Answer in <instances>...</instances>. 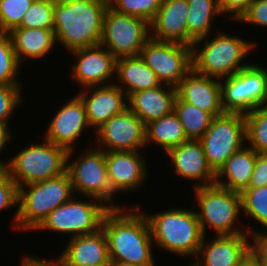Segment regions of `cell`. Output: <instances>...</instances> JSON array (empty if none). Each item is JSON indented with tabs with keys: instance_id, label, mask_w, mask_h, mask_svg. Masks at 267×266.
I'll return each mask as SVG.
<instances>
[{
	"instance_id": "cell-24",
	"label": "cell",
	"mask_w": 267,
	"mask_h": 266,
	"mask_svg": "<svg viewBox=\"0 0 267 266\" xmlns=\"http://www.w3.org/2000/svg\"><path fill=\"white\" fill-rule=\"evenodd\" d=\"M176 88L161 84L128 97V108L146 125L173 111Z\"/></svg>"
},
{
	"instance_id": "cell-4",
	"label": "cell",
	"mask_w": 267,
	"mask_h": 266,
	"mask_svg": "<svg viewBox=\"0 0 267 266\" xmlns=\"http://www.w3.org/2000/svg\"><path fill=\"white\" fill-rule=\"evenodd\" d=\"M73 195L67 171L45 181L18 187V207L13 216L12 229L23 232L36 231L51 211L69 201Z\"/></svg>"
},
{
	"instance_id": "cell-36",
	"label": "cell",
	"mask_w": 267,
	"mask_h": 266,
	"mask_svg": "<svg viewBox=\"0 0 267 266\" xmlns=\"http://www.w3.org/2000/svg\"><path fill=\"white\" fill-rule=\"evenodd\" d=\"M34 0H0V31L17 28Z\"/></svg>"
},
{
	"instance_id": "cell-28",
	"label": "cell",
	"mask_w": 267,
	"mask_h": 266,
	"mask_svg": "<svg viewBox=\"0 0 267 266\" xmlns=\"http://www.w3.org/2000/svg\"><path fill=\"white\" fill-rule=\"evenodd\" d=\"M145 133L146 147L155 143L156 146L162 148V151L164 150L165 154L182 142L188 141L183 126L174 111L146 124Z\"/></svg>"
},
{
	"instance_id": "cell-29",
	"label": "cell",
	"mask_w": 267,
	"mask_h": 266,
	"mask_svg": "<svg viewBox=\"0 0 267 266\" xmlns=\"http://www.w3.org/2000/svg\"><path fill=\"white\" fill-rule=\"evenodd\" d=\"M189 11L187 16L188 46L193 42L212 35L215 17H223L219 0H187Z\"/></svg>"
},
{
	"instance_id": "cell-16",
	"label": "cell",
	"mask_w": 267,
	"mask_h": 266,
	"mask_svg": "<svg viewBox=\"0 0 267 266\" xmlns=\"http://www.w3.org/2000/svg\"><path fill=\"white\" fill-rule=\"evenodd\" d=\"M72 97L57 109L58 111L55 112L45 129V134H41L44 135V140L63 147L67 151H75V144L83 131L91 129L83 101L77 94Z\"/></svg>"
},
{
	"instance_id": "cell-46",
	"label": "cell",
	"mask_w": 267,
	"mask_h": 266,
	"mask_svg": "<svg viewBox=\"0 0 267 266\" xmlns=\"http://www.w3.org/2000/svg\"><path fill=\"white\" fill-rule=\"evenodd\" d=\"M5 172V162L0 159V176Z\"/></svg>"
},
{
	"instance_id": "cell-30",
	"label": "cell",
	"mask_w": 267,
	"mask_h": 266,
	"mask_svg": "<svg viewBox=\"0 0 267 266\" xmlns=\"http://www.w3.org/2000/svg\"><path fill=\"white\" fill-rule=\"evenodd\" d=\"M173 111L180 120L188 140H199L208 130L214 118L211 113L182 101L177 95Z\"/></svg>"
},
{
	"instance_id": "cell-49",
	"label": "cell",
	"mask_w": 267,
	"mask_h": 266,
	"mask_svg": "<svg viewBox=\"0 0 267 266\" xmlns=\"http://www.w3.org/2000/svg\"><path fill=\"white\" fill-rule=\"evenodd\" d=\"M190 265H185V266H195V265H193L192 263H189Z\"/></svg>"
},
{
	"instance_id": "cell-23",
	"label": "cell",
	"mask_w": 267,
	"mask_h": 266,
	"mask_svg": "<svg viewBox=\"0 0 267 266\" xmlns=\"http://www.w3.org/2000/svg\"><path fill=\"white\" fill-rule=\"evenodd\" d=\"M187 0H162L156 17L150 24V37L188 45Z\"/></svg>"
},
{
	"instance_id": "cell-31",
	"label": "cell",
	"mask_w": 267,
	"mask_h": 266,
	"mask_svg": "<svg viewBox=\"0 0 267 266\" xmlns=\"http://www.w3.org/2000/svg\"><path fill=\"white\" fill-rule=\"evenodd\" d=\"M246 144L257 153H267V105L244 114Z\"/></svg>"
},
{
	"instance_id": "cell-15",
	"label": "cell",
	"mask_w": 267,
	"mask_h": 266,
	"mask_svg": "<svg viewBox=\"0 0 267 266\" xmlns=\"http://www.w3.org/2000/svg\"><path fill=\"white\" fill-rule=\"evenodd\" d=\"M69 53L76 61L70 74L81 89L114 83L111 80L115 79L116 58L104 46L99 44Z\"/></svg>"
},
{
	"instance_id": "cell-27",
	"label": "cell",
	"mask_w": 267,
	"mask_h": 266,
	"mask_svg": "<svg viewBox=\"0 0 267 266\" xmlns=\"http://www.w3.org/2000/svg\"><path fill=\"white\" fill-rule=\"evenodd\" d=\"M115 77L120 87L129 97L132 93L161 85L155 72L139 56L116 59ZM121 82V83H120Z\"/></svg>"
},
{
	"instance_id": "cell-35",
	"label": "cell",
	"mask_w": 267,
	"mask_h": 266,
	"mask_svg": "<svg viewBox=\"0 0 267 266\" xmlns=\"http://www.w3.org/2000/svg\"><path fill=\"white\" fill-rule=\"evenodd\" d=\"M54 0H34L17 28L53 29Z\"/></svg>"
},
{
	"instance_id": "cell-44",
	"label": "cell",
	"mask_w": 267,
	"mask_h": 266,
	"mask_svg": "<svg viewBox=\"0 0 267 266\" xmlns=\"http://www.w3.org/2000/svg\"><path fill=\"white\" fill-rule=\"evenodd\" d=\"M11 127L5 123L0 122V153L5 150L6 145L10 143L12 139V133L10 132Z\"/></svg>"
},
{
	"instance_id": "cell-32",
	"label": "cell",
	"mask_w": 267,
	"mask_h": 266,
	"mask_svg": "<svg viewBox=\"0 0 267 266\" xmlns=\"http://www.w3.org/2000/svg\"><path fill=\"white\" fill-rule=\"evenodd\" d=\"M20 65L9 32L0 31V85H22Z\"/></svg>"
},
{
	"instance_id": "cell-37",
	"label": "cell",
	"mask_w": 267,
	"mask_h": 266,
	"mask_svg": "<svg viewBox=\"0 0 267 266\" xmlns=\"http://www.w3.org/2000/svg\"><path fill=\"white\" fill-rule=\"evenodd\" d=\"M22 85H0V122L8 126L17 107L23 103Z\"/></svg>"
},
{
	"instance_id": "cell-39",
	"label": "cell",
	"mask_w": 267,
	"mask_h": 266,
	"mask_svg": "<svg viewBox=\"0 0 267 266\" xmlns=\"http://www.w3.org/2000/svg\"><path fill=\"white\" fill-rule=\"evenodd\" d=\"M18 207V186L5 171L0 176V212Z\"/></svg>"
},
{
	"instance_id": "cell-19",
	"label": "cell",
	"mask_w": 267,
	"mask_h": 266,
	"mask_svg": "<svg viewBox=\"0 0 267 266\" xmlns=\"http://www.w3.org/2000/svg\"><path fill=\"white\" fill-rule=\"evenodd\" d=\"M77 95L84 103L93 133L111 117L121 114L128 108V96L115 83L88 87L79 90Z\"/></svg>"
},
{
	"instance_id": "cell-13",
	"label": "cell",
	"mask_w": 267,
	"mask_h": 266,
	"mask_svg": "<svg viewBox=\"0 0 267 266\" xmlns=\"http://www.w3.org/2000/svg\"><path fill=\"white\" fill-rule=\"evenodd\" d=\"M140 57L154 72L161 84L177 87L192 70V47L149 38Z\"/></svg>"
},
{
	"instance_id": "cell-21",
	"label": "cell",
	"mask_w": 267,
	"mask_h": 266,
	"mask_svg": "<svg viewBox=\"0 0 267 266\" xmlns=\"http://www.w3.org/2000/svg\"><path fill=\"white\" fill-rule=\"evenodd\" d=\"M176 95L214 117L225 113L222 107L221 80L199 74L193 69L176 87Z\"/></svg>"
},
{
	"instance_id": "cell-7",
	"label": "cell",
	"mask_w": 267,
	"mask_h": 266,
	"mask_svg": "<svg viewBox=\"0 0 267 266\" xmlns=\"http://www.w3.org/2000/svg\"><path fill=\"white\" fill-rule=\"evenodd\" d=\"M194 193L199 209L195 212L204 236H207V227L212 228L215 235L248 234L236 226L242 214L241 193L217 184L194 188Z\"/></svg>"
},
{
	"instance_id": "cell-40",
	"label": "cell",
	"mask_w": 267,
	"mask_h": 266,
	"mask_svg": "<svg viewBox=\"0 0 267 266\" xmlns=\"http://www.w3.org/2000/svg\"><path fill=\"white\" fill-rule=\"evenodd\" d=\"M238 22L267 28V0H254Z\"/></svg>"
},
{
	"instance_id": "cell-25",
	"label": "cell",
	"mask_w": 267,
	"mask_h": 266,
	"mask_svg": "<svg viewBox=\"0 0 267 266\" xmlns=\"http://www.w3.org/2000/svg\"><path fill=\"white\" fill-rule=\"evenodd\" d=\"M257 154L247 144L234 152L216 173L215 184L242 193L249 186Z\"/></svg>"
},
{
	"instance_id": "cell-10",
	"label": "cell",
	"mask_w": 267,
	"mask_h": 266,
	"mask_svg": "<svg viewBox=\"0 0 267 266\" xmlns=\"http://www.w3.org/2000/svg\"><path fill=\"white\" fill-rule=\"evenodd\" d=\"M225 112L246 114L267 105V68L251 62L236 74L221 80Z\"/></svg>"
},
{
	"instance_id": "cell-41",
	"label": "cell",
	"mask_w": 267,
	"mask_h": 266,
	"mask_svg": "<svg viewBox=\"0 0 267 266\" xmlns=\"http://www.w3.org/2000/svg\"><path fill=\"white\" fill-rule=\"evenodd\" d=\"M253 1L254 0H219L221 14L224 17L226 15L225 18H230L228 21L232 20L238 23ZM227 14L230 17H227Z\"/></svg>"
},
{
	"instance_id": "cell-20",
	"label": "cell",
	"mask_w": 267,
	"mask_h": 266,
	"mask_svg": "<svg viewBox=\"0 0 267 266\" xmlns=\"http://www.w3.org/2000/svg\"><path fill=\"white\" fill-rule=\"evenodd\" d=\"M166 155L170 158L169 165L174 174L185 180L196 181L194 188L215 184L216 173L209 166L199 140L182 142Z\"/></svg>"
},
{
	"instance_id": "cell-9",
	"label": "cell",
	"mask_w": 267,
	"mask_h": 266,
	"mask_svg": "<svg viewBox=\"0 0 267 266\" xmlns=\"http://www.w3.org/2000/svg\"><path fill=\"white\" fill-rule=\"evenodd\" d=\"M75 198L73 196L69 201L51 211L36 230L69 234L68 238L99 231L102 228L104 216L110 208L95 198L91 201L87 200L91 197H86L84 201L78 200L77 196Z\"/></svg>"
},
{
	"instance_id": "cell-18",
	"label": "cell",
	"mask_w": 267,
	"mask_h": 266,
	"mask_svg": "<svg viewBox=\"0 0 267 266\" xmlns=\"http://www.w3.org/2000/svg\"><path fill=\"white\" fill-rule=\"evenodd\" d=\"M105 161L109 185L115 196L119 191L126 195L140 189L149 175L147 169L150 168L140 151L105 152Z\"/></svg>"
},
{
	"instance_id": "cell-43",
	"label": "cell",
	"mask_w": 267,
	"mask_h": 266,
	"mask_svg": "<svg viewBox=\"0 0 267 266\" xmlns=\"http://www.w3.org/2000/svg\"><path fill=\"white\" fill-rule=\"evenodd\" d=\"M22 258L23 259L21 261L22 263L20 266H63L61 262L55 257H53V260H46L45 258H39V256L36 257L33 254H30L29 256L28 254H26L23 255Z\"/></svg>"
},
{
	"instance_id": "cell-22",
	"label": "cell",
	"mask_w": 267,
	"mask_h": 266,
	"mask_svg": "<svg viewBox=\"0 0 267 266\" xmlns=\"http://www.w3.org/2000/svg\"><path fill=\"white\" fill-rule=\"evenodd\" d=\"M57 259L63 266H105L110 263L108 241L101 228L93 234L68 239Z\"/></svg>"
},
{
	"instance_id": "cell-5",
	"label": "cell",
	"mask_w": 267,
	"mask_h": 266,
	"mask_svg": "<svg viewBox=\"0 0 267 266\" xmlns=\"http://www.w3.org/2000/svg\"><path fill=\"white\" fill-rule=\"evenodd\" d=\"M153 243L168 253L194 258L204 239L196 212L178 206L145 214Z\"/></svg>"
},
{
	"instance_id": "cell-47",
	"label": "cell",
	"mask_w": 267,
	"mask_h": 266,
	"mask_svg": "<svg viewBox=\"0 0 267 266\" xmlns=\"http://www.w3.org/2000/svg\"><path fill=\"white\" fill-rule=\"evenodd\" d=\"M246 266H254L251 262H249Z\"/></svg>"
},
{
	"instance_id": "cell-38",
	"label": "cell",
	"mask_w": 267,
	"mask_h": 266,
	"mask_svg": "<svg viewBox=\"0 0 267 266\" xmlns=\"http://www.w3.org/2000/svg\"><path fill=\"white\" fill-rule=\"evenodd\" d=\"M246 229L252 240L250 241V262L254 266H267V230L258 231L250 226Z\"/></svg>"
},
{
	"instance_id": "cell-1",
	"label": "cell",
	"mask_w": 267,
	"mask_h": 266,
	"mask_svg": "<svg viewBox=\"0 0 267 266\" xmlns=\"http://www.w3.org/2000/svg\"><path fill=\"white\" fill-rule=\"evenodd\" d=\"M140 209L137 204L134 207L110 209L105 214L102 229L107 237L111 263L155 266L150 227L145 211Z\"/></svg>"
},
{
	"instance_id": "cell-6",
	"label": "cell",
	"mask_w": 267,
	"mask_h": 266,
	"mask_svg": "<svg viewBox=\"0 0 267 266\" xmlns=\"http://www.w3.org/2000/svg\"><path fill=\"white\" fill-rule=\"evenodd\" d=\"M5 160V171L18 187L45 181L66 172L68 151L52 142L27 144Z\"/></svg>"
},
{
	"instance_id": "cell-12",
	"label": "cell",
	"mask_w": 267,
	"mask_h": 266,
	"mask_svg": "<svg viewBox=\"0 0 267 266\" xmlns=\"http://www.w3.org/2000/svg\"><path fill=\"white\" fill-rule=\"evenodd\" d=\"M150 38V24L138 17L107 7L101 45L116 58L139 56Z\"/></svg>"
},
{
	"instance_id": "cell-2",
	"label": "cell",
	"mask_w": 267,
	"mask_h": 266,
	"mask_svg": "<svg viewBox=\"0 0 267 266\" xmlns=\"http://www.w3.org/2000/svg\"><path fill=\"white\" fill-rule=\"evenodd\" d=\"M109 0H54L56 42L66 52L99 45Z\"/></svg>"
},
{
	"instance_id": "cell-26",
	"label": "cell",
	"mask_w": 267,
	"mask_h": 266,
	"mask_svg": "<svg viewBox=\"0 0 267 266\" xmlns=\"http://www.w3.org/2000/svg\"><path fill=\"white\" fill-rule=\"evenodd\" d=\"M9 35L20 64L26 59L31 61L45 58L57 44L53 29L14 28Z\"/></svg>"
},
{
	"instance_id": "cell-8",
	"label": "cell",
	"mask_w": 267,
	"mask_h": 266,
	"mask_svg": "<svg viewBox=\"0 0 267 266\" xmlns=\"http://www.w3.org/2000/svg\"><path fill=\"white\" fill-rule=\"evenodd\" d=\"M73 152L74 150L68 151L66 171L70 176L74 194L98 199L110 209L124 208V205L113 203L115 195L109 185L105 152L94 146L79 153L75 159L72 157Z\"/></svg>"
},
{
	"instance_id": "cell-3",
	"label": "cell",
	"mask_w": 267,
	"mask_h": 266,
	"mask_svg": "<svg viewBox=\"0 0 267 266\" xmlns=\"http://www.w3.org/2000/svg\"><path fill=\"white\" fill-rule=\"evenodd\" d=\"M212 36L214 38L207 36L196 40L191 46L192 69L195 72L222 80L251 63L244 60L257 48L255 42L244 40L241 36L225 34L224 31Z\"/></svg>"
},
{
	"instance_id": "cell-34",
	"label": "cell",
	"mask_w": 267,
	"mask_h": 266,
	"mask_svg": "<svg viewBox=\"0 0 267 266\" xmlns=\"http://www.w3.org/2000/svg\"><path fill=\"white\" fill-rule=\"evenodd\" d=\"M162 0H109L116 12L141 18L149 24L154 20Z\"/></svg>"
},
{
	"instance_id": "cell-45",
	"label": "cell",
	"mask_w": 267,
	"mask_h": 266,
	"mask_svg": "<svg viewBox=\"0 0 267 266\" xmlns=\"http://www.w3.org/2000/svg\"><path fill=\"white\" fill-rule=\"evenodd\" d=\"M112 263H113V266H139V265L130 264L126 262H112Z\"/></svg>"
},
{
	"instance_id": "cell-17",
	"label": "cell",
	"mask_w": 267,
	"mask_h": 266,
	"mask_svg": "<svg viewBox=\"0 0 267 266\" xmlns=\"http://www.w3.org/2000/svg\"><path fill=\"white\" fill-rule=\"evenodd\" d=\"M250 234L204 236L192 262L195 266H246L250 262Z\"/></svg>"
},
{
	"instance_id": "cell-33",
	"label": "cell",
	"mask_w": 267,
	"mask_h": 266,
	"mask_svg": "<svg viewBox=\"0 0 267 266\" xmlns=\"http://www.w3.org/2000/svg\"><path fill=\"white\" fill-rule=\"evenodd\" d=\"M242 213L267 230V186L247 188L241 193Z\"/></svg>"
},
{
	"instance_id": "cell-14",
	"label": "cell",
	"mask_w": 267,
	"mask_h": 266,
	"mask_svg": "<svg viewBox=\"0 0 267 266\" xmlns=\"http://www.w3.org/2000/svg\"><path fill=\"white\" fill-rule=\"evenodd\" d=\"M145 129L146 125L127 108L95 131L98 146H94L104 152L139 151L146 146Z\"/></svg>"
},
{
	"instance_id": "cell-48",
	"label": "cell",
	"mask_w": 267,
	"mask_h": 266,
	"mask_svg": "<svg viewBox=\"0 0 267 266\" xmlns=\"http://www.w3.org/2000/svg\"><path fill=\"white\" fill-rule=\"evenodd\" d=\"M105 266H113V263L110 262L109 264H107Z\"/></svg>"
},
{
	"instance_id": "cell-42",
	"label": "cell",
	"mask_w": 267,
	"mask_h": 266,
	"mask_svg": "<svg viewBox=\"0 0 267 266\" xmlns=\"http://www.w3.org/2000/svg\"><path fill=\"white\" fill-rule=\"evenodd\" d=\"M267 186V153H258L248 188Z\"/></svg>"
},
{
	"instance_id": "cell-11",
	"label": "cell",
	"mask_w": 267,
	"mask_h": 266,
	"mask_svg": "<svg viewBox=\"0 0 267 266\" xmlns=\"http://www.w3.org/2000/svg\"><path fill=\"white\" fill-rule=\"evenodd\" d=\"M199 141L209 166L217 173L234 152L246 145L244 114L225 112L214 117Z\"/></svg>"
}]
</instances>
